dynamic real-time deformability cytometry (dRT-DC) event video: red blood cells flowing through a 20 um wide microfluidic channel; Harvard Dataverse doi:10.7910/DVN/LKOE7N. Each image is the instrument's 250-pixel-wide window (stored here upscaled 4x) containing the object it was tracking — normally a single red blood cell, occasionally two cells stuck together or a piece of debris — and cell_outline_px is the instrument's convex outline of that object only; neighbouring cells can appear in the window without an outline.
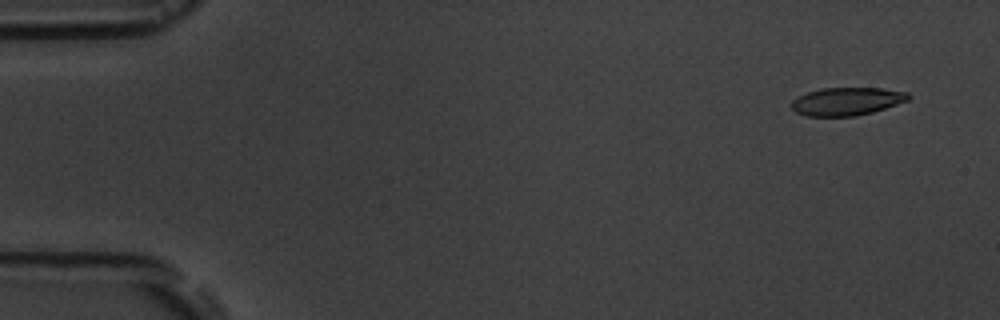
{"species": "common noctule bat (a hibernating species)", "species_latin": "Nyctalus noctula", "temperature_condition": "room temperature", "stored_images_in_passage": 12, "camera_frame_rate_fps": 3000, "um_per_image_px": 0.085, "animal": {"sex": "male", "body_mass_g": 19.5, "forearm_length_mm": 54.6}, "frame": {"image": 1, "passage_image": 2, "time_ms": 1.0, "image_size_px": [1000, 320], "cell_outline_px": [[912, 96], [908, 100], [872, 112], [856, 116], [808, 116], [796, 112], [792, 108], [792, 100], [808, 92], [820, 88], [880, 88], [908, 92]], "centroid_in_image_um": [71.99, 8.61], "position_along_channel_um": 13.0, "area_um2": 18.9}}
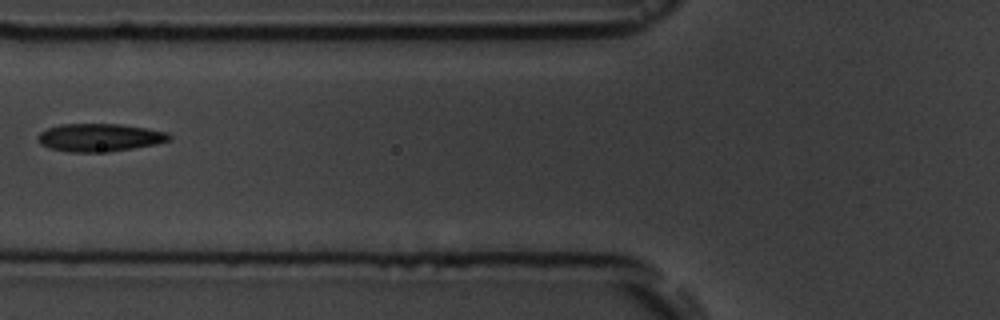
{"frame": {"image": 2, "passage_image": 7, "time_ms": 7.0, "image_size_px": [1000, 320], "cell_outline_px": [[172, 140], [156, 144], [108, 152], [68, 152], [48, 148], [40, 144], [36, 136], [40, 132], [48, 128], [60, 124], [120, 124], [148, 128], [168, 132], [172, 136]], "centroid_in_image_um": [8.47, 11.69], "position_along_channel_um": 117.3, "area_um2": 21.62}}
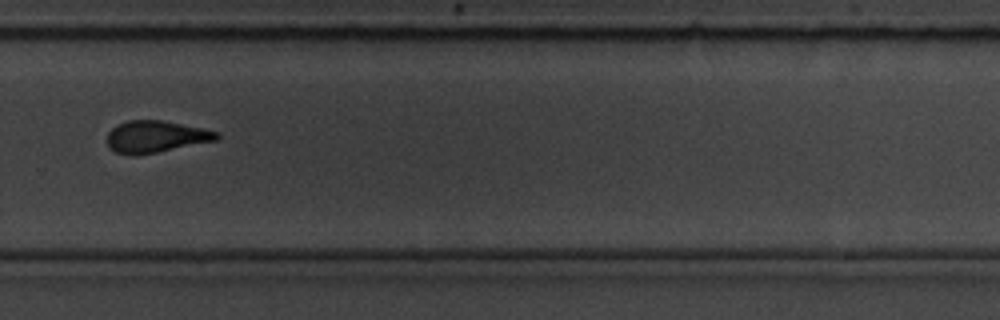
{"frame": {"image": 3, "passage_image": 12, "time_ms": 12.333, "image_size_px": [1000, 320], "cell_outline_px": [[220, 136], [216, 140], [136, 156], [116, 152], [108, 148], [108, 132], [116, 124], [128, 120], [160, 120], [200, 128], [216, 132]], "centroid_in_image_um": [13.16, 11.62], "position_along_channel_um": 316.6, "area_um2": 20.0}}